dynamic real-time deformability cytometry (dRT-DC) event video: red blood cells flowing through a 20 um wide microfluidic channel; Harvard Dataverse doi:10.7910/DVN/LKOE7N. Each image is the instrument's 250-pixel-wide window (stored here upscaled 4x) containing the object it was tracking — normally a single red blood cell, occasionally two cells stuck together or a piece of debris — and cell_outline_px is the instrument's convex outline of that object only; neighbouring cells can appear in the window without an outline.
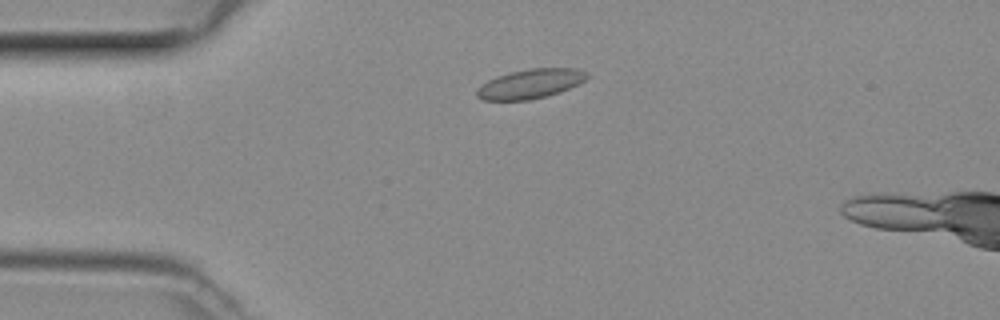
{"species": "common noctule bat (a hibernating species)", "species_latin": "Nyctalus noctula", "temperature_condition": "room temperature", "stored_images_in_passage": 5, "camera_frame_rate_fps": 3000, "um_per_image_px": 0.085, "animal": {"sex": "female", "body_mass_g": 29.2, "forearm_length_mm": 56.3}, "frame": {"image": 1, "passage_image": 1, "time_ms": 0.0, "image_size_px": [1000, 320], "cell_outline_px": [[588, 76], [584, 80], [560, 92], [528, 100], [484, 100], [476, 96], [476, 88], [488, 80], [496, 76], [528, 68], [576, 68], [588, 72]], "centroid_in_image_um": [45.05, 7.11], "position_along_channel_um": 40.0, "area_um2": 18.73}}